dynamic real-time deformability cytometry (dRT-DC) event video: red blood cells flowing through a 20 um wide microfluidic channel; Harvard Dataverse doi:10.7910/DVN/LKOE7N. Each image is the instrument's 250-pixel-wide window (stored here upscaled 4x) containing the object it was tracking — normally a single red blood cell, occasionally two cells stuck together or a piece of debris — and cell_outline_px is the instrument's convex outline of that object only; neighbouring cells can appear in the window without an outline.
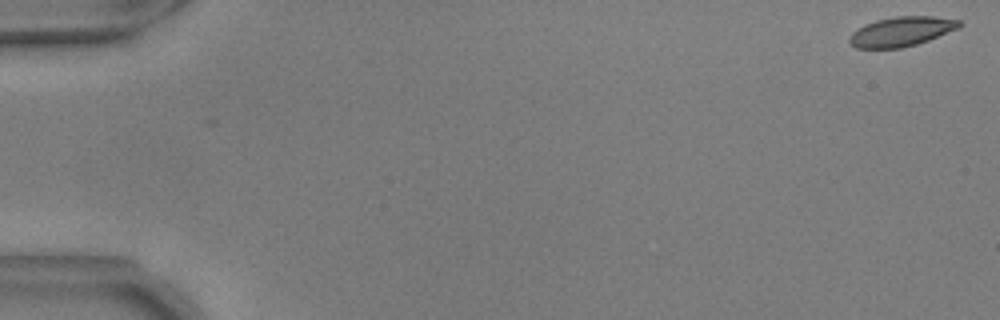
{"species": "common noctule bat (a hibernating species)", "species_latin": "Nyctalus noctula", "temperature_condition": "warm", "stored_images_in_passage": 2, "camera_frame_rate_fps": 3000, "um_per_image_px": 0.085, "animal": {"sex": "male", "body_mass_g": 17.9, "forearm_length_mm": 54.2}, "frame": {"image": 1, "passage_image": 1, "time_ms": 0.0, "image_size_px": [1000, 320], "cell_outline_px": [[960, 28], [928, 40], [916, 44], [900, 48], [856, 48], [848, 40], [848, 36], [852, 32], [864, 24], [876, 20], [896, 16], [932, 16], [960, 20]], "centroid_in_image_um": [76.6, 2.67], "position_along_channel_um": 8.4, "area_um2": 18.9}}